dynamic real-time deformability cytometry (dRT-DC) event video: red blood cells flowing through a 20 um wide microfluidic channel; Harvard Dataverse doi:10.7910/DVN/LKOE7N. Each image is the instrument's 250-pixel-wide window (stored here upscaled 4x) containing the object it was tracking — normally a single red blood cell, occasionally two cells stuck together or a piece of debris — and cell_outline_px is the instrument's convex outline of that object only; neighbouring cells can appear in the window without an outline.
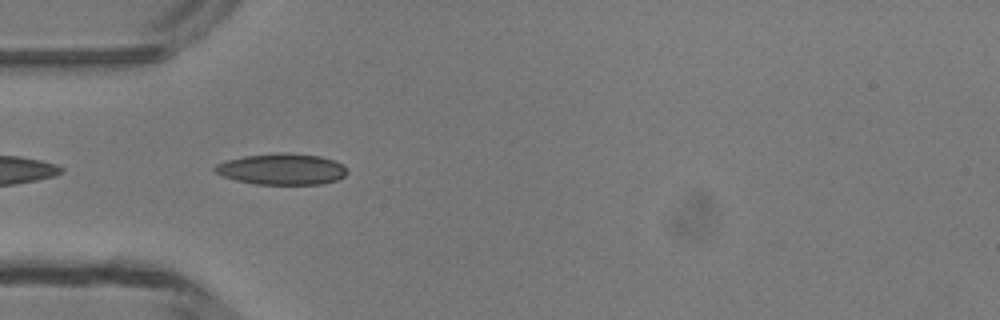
{"species": "common noctule bat (a hibernating species)", "species_latin": "Nyctalus noctula", "temperature_condition": "room temperature", "stored_images_in_passage": 5, "camera_frame_rate_fps": 3000, "um_per_image_px": 0.085, "animal": {"sex": "male", "body_mass_g": 13.3}, "frame": {"image": 1, "passage_image": 1, "time_ms": 0.0, "image_size_px": [1000, 320], "cell_outline_px": [[348, 172], [344, 176], [336, 180], [320, 184], [256, 184], [236, 180], [224, 176], [216, 172], [212, 168], [216, 164], [228, 160], [244, 156], [320, 156], [336, 160]], "centroid_in_image_um": [23.95, 14.43], "position_along_channel_um": 61.0, "area_um2": 22.72}}